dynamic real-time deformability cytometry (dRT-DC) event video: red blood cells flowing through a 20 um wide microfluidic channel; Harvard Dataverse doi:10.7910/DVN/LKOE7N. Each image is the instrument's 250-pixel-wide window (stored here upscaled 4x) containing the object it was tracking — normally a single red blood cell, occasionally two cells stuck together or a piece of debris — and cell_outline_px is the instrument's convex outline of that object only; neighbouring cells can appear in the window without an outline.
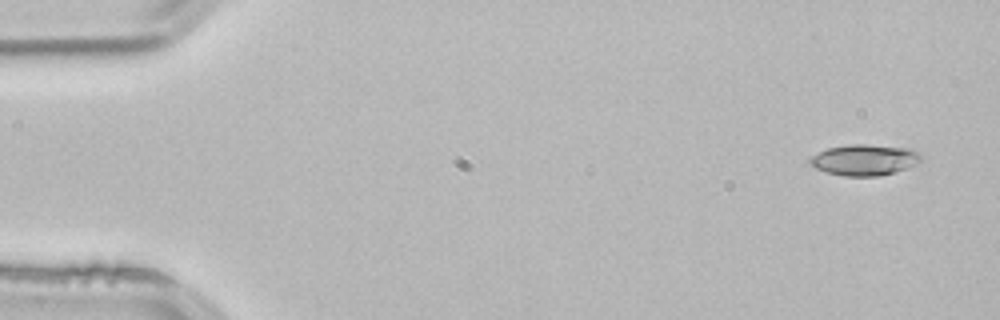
{"species": "common noctule bat (a hibernating species)", "species_latin": "Nyctalus noctula", "temperature_condition": "room temperature", "stored_images_in_passage": 3, "camera_frame_rate_fps": 3000, "um_per_image_px": 0.085, "animal": {"sex": "male", "body_mass_g": 21.5, "forearm_length_mm": 52.0}, "frame": {"image": 1, "passage_image": 1, "time_ms": 0.0, "image_size_px": [1000, 320], "cell_outline_px": [[920, 160], [916, 164], [880, 176], [844, 176], [824, 172], [816, 168], [808, 160], [812, 156], [828, 148], [848, 144], [864, 144], [912, 148], [920, 152]], "centroid_in_image_um": [73.48, 13.58], "position_along_channel_um": 11.5, "area_um2": 19.94}}